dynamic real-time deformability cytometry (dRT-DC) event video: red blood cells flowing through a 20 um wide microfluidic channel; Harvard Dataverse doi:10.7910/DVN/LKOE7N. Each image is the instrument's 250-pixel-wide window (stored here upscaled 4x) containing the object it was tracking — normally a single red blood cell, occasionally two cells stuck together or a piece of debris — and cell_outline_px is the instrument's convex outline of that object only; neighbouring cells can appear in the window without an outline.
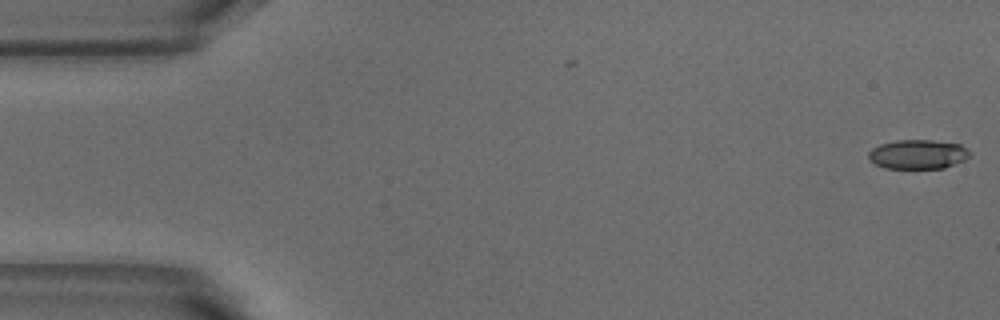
{"species": "common noctule bat (a hibernating species)", "species_latin": "Nyctalus noctula", "temperature_condition": "warm", "stored_images_in_passage": 2, "camera_frame_rate_fps": 3000, "um_per_image_px": 0.085, "animal": {"sex": "male", "body_mass_g": 18.8}, "frame": {"image": 1, "passage_image": 2, "time_ms": 0.333, "image_size_px": [1000, 320], "cell_outline_px": [[968, 156], [964, 160], [944, 168], [884, 168], [868, 160], [868, 152], [872, 148], [880, 144], [896, 140], [932, 140], [960, 144], [968, 152]], "centroid_in_image_um": [77.96, 13.11], "position_along_channel_um": 7.0, "area_um2": 17.17}}